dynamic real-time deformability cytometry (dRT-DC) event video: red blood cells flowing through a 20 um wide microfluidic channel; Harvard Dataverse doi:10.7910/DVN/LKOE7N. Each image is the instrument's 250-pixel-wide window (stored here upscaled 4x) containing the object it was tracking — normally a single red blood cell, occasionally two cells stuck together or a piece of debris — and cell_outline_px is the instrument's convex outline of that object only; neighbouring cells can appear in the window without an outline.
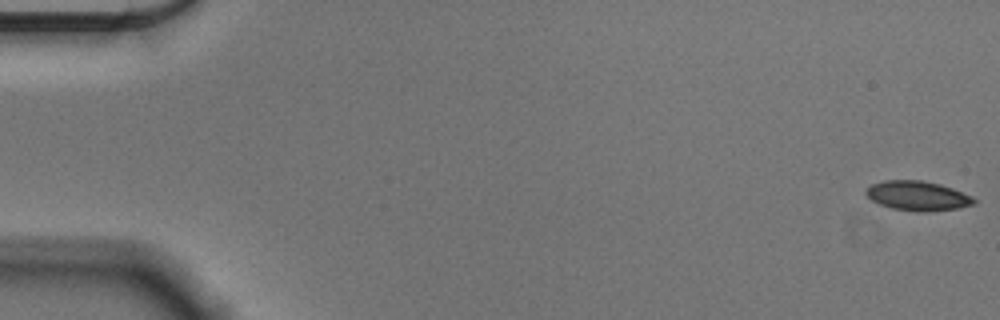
{"species": "Egyptian fruit bat (a non-hibernating species)", "species_latin": "Rousettus aegyptiacus", "temperature_condition": "cold", "stored_images_in_passage": 56, "camera_frame_rate_fps": 3000, "um_per_image_px": 0.085, "animal": {"sex": "male"}, "frame": {"image": 1, "passage_image": 1, "time_ms": 0.0, "image_size_px": [1000, 320], "cell_outline_px": [[976, 204], [960, 208], [928, 212], [920, 212], [892, 208], [880, 204], [872, 200], [864, 192], [872, 184], [884, 180], [920, 180], [940, 184], [952, 188], [972, 196], [976, 200]], "centroid_in_image_um": [78.03, 16.65], "position_along_channel_um": 7.0, "area_um2": 18.61}}
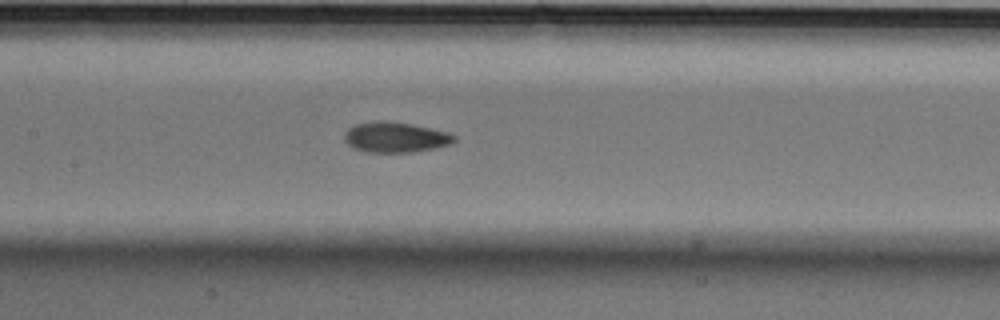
{"frame": {"image": 2, "passage_image": 27, "time_ms": 8.667, "image_size_px": [1000, 320], "cell_outline_px": [[456, 140], [452, 144], [436, 148], [412, 152], [364, 152], [352, 148], [344, 140], [344, 132], [348, 128], [356, 124], [376, 120], [384, 120], [412, 124], [448, 132], [456, 136]], "centroid_in_image_um": [33.6, 11.66], "position_along_channel_um": 173.8, "area_um2": 19.71}}
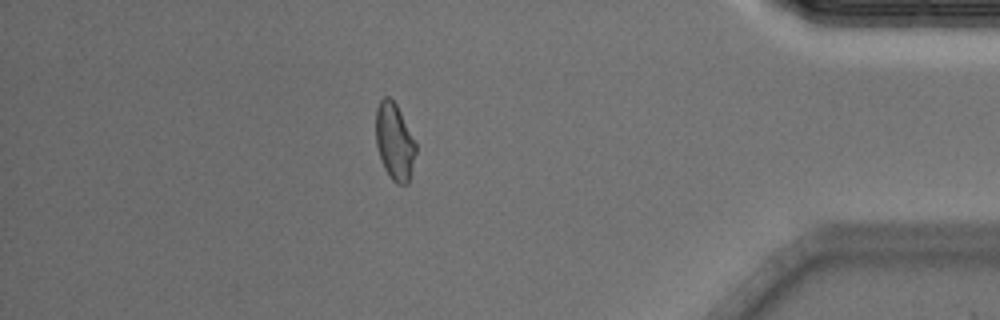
{"frame": {"image": 3, "passage_image": 49, "time_ms": 16.0, "image_size_px": [1000, 320], "cell_outline_px": [[416, 152], [408, 184], [396, 184], [388, 176], [384, 168], [376, 144], [376, 108], [380, 100], [384, 96], [388, 96], [396, 104], [416, 144]], "centroid_in_image_um": [33.52, 12.05], "position_along_channel_um": 401.7, "area_um2": 17.74}, "authors_computed_cell_mechanics": {"area_um2": 18.6694, "velocity_mm_per_s": 3.6104, "shape_relaxation_time_tau1_ms": 5.6866, "shape_relaxation_time_tau2_ms": 4.2201, "deformation_change_tau1": 0.1228, "deformation_change_tau2": 0.0924}}